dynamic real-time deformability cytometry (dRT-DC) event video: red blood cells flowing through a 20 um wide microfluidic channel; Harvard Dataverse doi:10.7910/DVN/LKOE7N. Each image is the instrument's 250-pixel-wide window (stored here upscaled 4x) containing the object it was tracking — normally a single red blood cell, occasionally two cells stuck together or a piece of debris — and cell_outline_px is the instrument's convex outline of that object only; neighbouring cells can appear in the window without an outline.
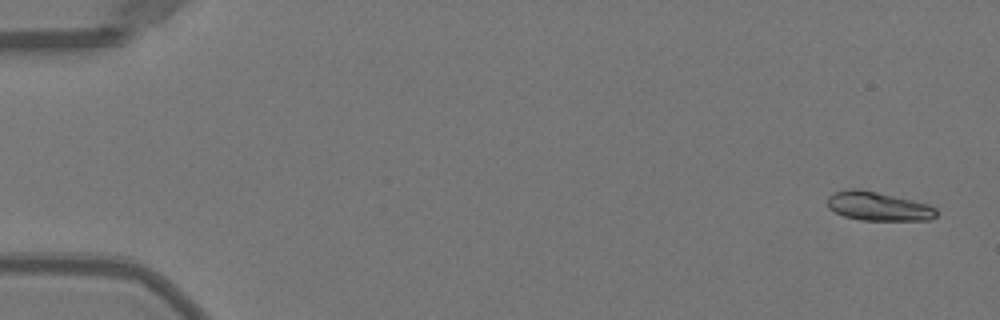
{"species": "Egyptian fruit bat (a non-hibernating species)", "species_latin": "Rousettus aegyptiacus", "temperature_condition": "warm", "stored_images_in_passage": 50, "camera_frame_rate_fps": 3000, "um_per_image_px": 0.085, "animal": {"sex": "female"}, "frame": {"image": 1, "passage_image": 1, "time_ms": 0.0, "image_size_px": [1000, 320], "cell_outline_px": [[936, 216], [932, 220], [860, 220], [844, 216], [828, 208], [828, 196], [836, 192], [848, 188], [856, 188], [876, 192], [912, 200], [928, 204], [936, 208]], "centroid_in_image_um": [74.65, 17.54], "position_along_channel_um": 10.4, "area_um2": 18.21}}
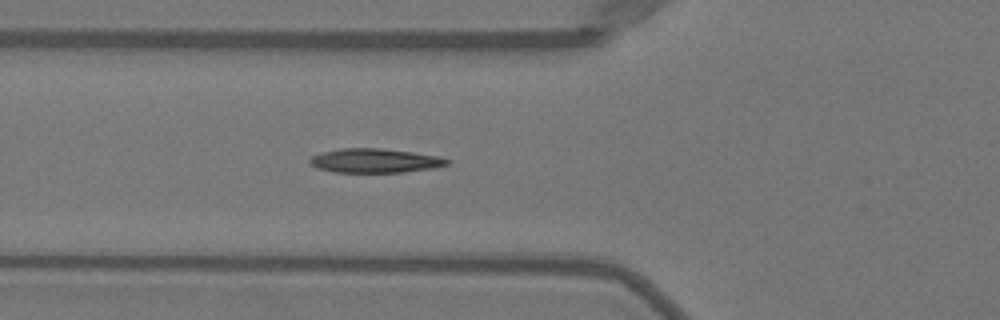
{"frame": {"image": 2, "passage_image": 18, "time_ms": 5.667, "image_size_px": [1000, 320], "cell_outline_px": [[452, 160], [448, 164], [432, 168], [400, 172], [332, 172], [316, 168], [308, 160], [312, 156], [320, 152], [340, 148], [380, 148], [412, 152], [440, 156]], "centroid_in_image_um": [31.85, 13.65], "position_along_channel_um": 94.0, "area_um2": 19.36}}
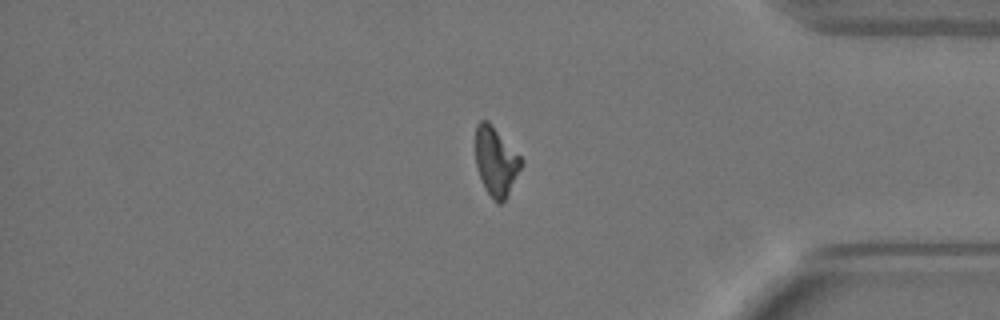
{"frame": {"image": 3, "passage_image": 42, "time_ms": 13.667, "image_size_px": [1000, 320], "cell_outline_px": [[524, 160], [504, 200], [500, 204], [496, 204], [492, 200], [484, 188], [476, 164], [476, 124], [480, 120], [488, 120], [492, 124]], "centroid_in_image_um": [42.13, 13.7], "position_along_channel_um": 393.1, "area_um2": 18.15}, "authors_computed_cell_mechanics": {"area_um2": 18.7272, "velocity_mm_per_s": 4.0044, "shape_relaxation_time_tau1_ms": 6.5705, "shape_relaxation_time_tau2_ms": 1.5537, "deformation_change_tau1": 0.2396, "deformation_change_tau2": 0.0502}}